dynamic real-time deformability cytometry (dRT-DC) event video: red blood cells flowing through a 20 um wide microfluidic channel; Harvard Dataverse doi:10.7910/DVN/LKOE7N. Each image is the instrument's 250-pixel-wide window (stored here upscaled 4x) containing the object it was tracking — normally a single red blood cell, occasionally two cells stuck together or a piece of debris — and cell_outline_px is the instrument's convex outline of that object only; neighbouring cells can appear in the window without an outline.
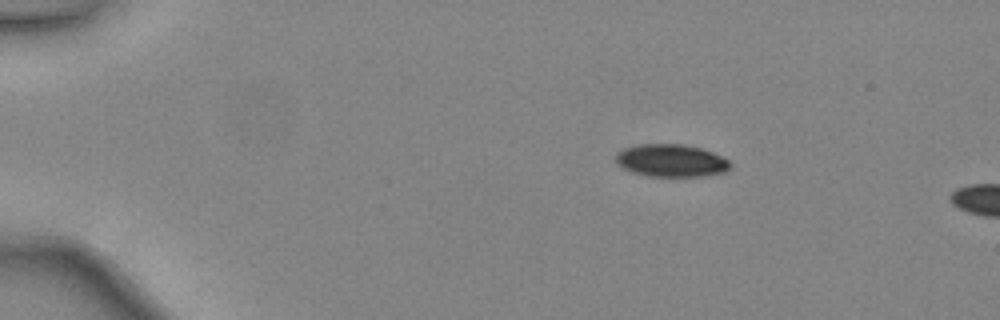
{"species": "common noctule bat (a hibernating species)", "species_latin": "Nyctalus noctula", "temperature_condition": "warm", "stored_images_in_passage": 12, "camera_frame_rate_fps": 3000, "um_per_image_px": 0.085, "animal": {"sex": "female", "body_mass_g": 24.6, "forearm_length_mm": 56.2}, "frame": {"image": 1, "passage_image": 9, "time_ms": 2.667, "image_size_px": [1000, 320], "cell_outline_px": [[732, 164], [724, 172], [704, 176], [648, 176], [632, 172], [616, 164], [616, 152], [624, 148], [640, 144], [684, 144], [700, 148], [712, 152], [728, 160]], "centroid_in_image_um": [57.02, 13.64], "position_along_channel_um": 28.0, "area_um2": 21.68}}